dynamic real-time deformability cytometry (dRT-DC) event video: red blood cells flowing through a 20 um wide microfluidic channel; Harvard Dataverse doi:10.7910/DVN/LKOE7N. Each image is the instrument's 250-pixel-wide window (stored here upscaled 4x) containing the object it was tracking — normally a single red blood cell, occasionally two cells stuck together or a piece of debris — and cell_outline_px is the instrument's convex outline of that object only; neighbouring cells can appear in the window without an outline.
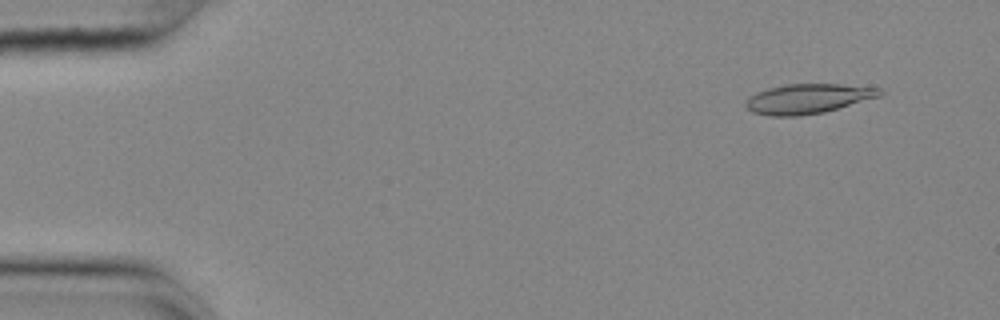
{"species": "common noctule bat (a hibernating species)", "species_latin": "Nyctalus noctula", "temperature_condition": "cold", "stored_images_in_passage": 56, "camera_frame_rate_fps": 3000, "um_per_image_px": 0.085, "animal": {"sex": "female", "body_mass_g": 25.1}, "frame": {"image": 1, "passage_image": 5, "time_ms": 1.333, "image_size_px": [1000, 320], "cell_outline_px": [[884, 92], [880, 96], [824, 112], [800, 116], [768, 116], [752, 112], [744, 104], [748, 96], [768, 88], [788, 84], [840, 84], [880, 88]], "centroid_in_image_um": [68.65, 8.39], "position_along_channel_um": 16.4, "area_um2": 23.18}}
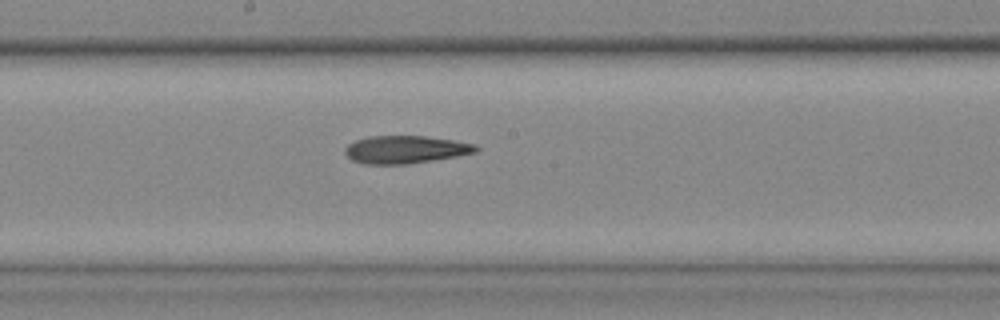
{"frame": {"image": 2, "passage_image": 30, "time_ms": 9.667, "image_size_px": [1000, 320], "cell_outline_px": [[480, 148], [476, 152], [456, 156], [432, 160], [404, 164], [364, 164], [352, 160], [344, 152], [344, 148], [348, 144], [356, 140], [368, 136], [424, 136], [452, 140], [476, 144]], "centroid_in_image_um": [34.44, 12.7], "position_along_channel_um": 213.8, "area_um2": 21.04}}
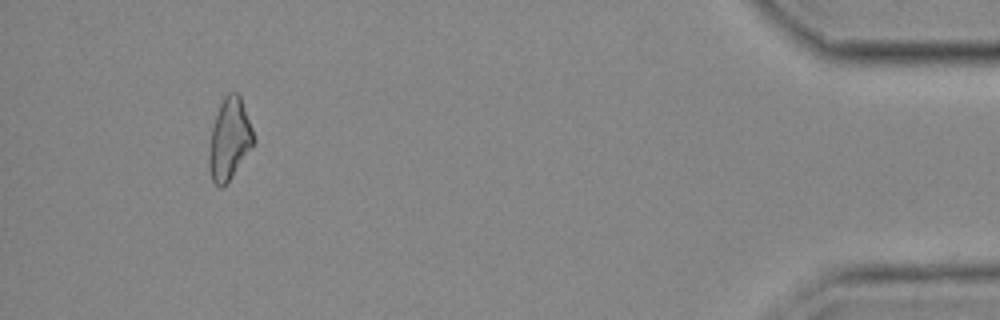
{"frame": {"image": 3, "passage_image": 52, "time_ms": 17.0, "image_size_px": [1000, 320], "cell_outline_px": [[256, 140], [232, 176], [220, 188], [212, 180], [208, 168], [208, 152], [212, 128], [220, 104], [224, 96], [228, 92], [236, 92], [240, 96], [252, 128]], "centroid_in_image_um": [19.49, 11.82], "position_along_channel_um": 415.7, "area_um2": 20.87}}